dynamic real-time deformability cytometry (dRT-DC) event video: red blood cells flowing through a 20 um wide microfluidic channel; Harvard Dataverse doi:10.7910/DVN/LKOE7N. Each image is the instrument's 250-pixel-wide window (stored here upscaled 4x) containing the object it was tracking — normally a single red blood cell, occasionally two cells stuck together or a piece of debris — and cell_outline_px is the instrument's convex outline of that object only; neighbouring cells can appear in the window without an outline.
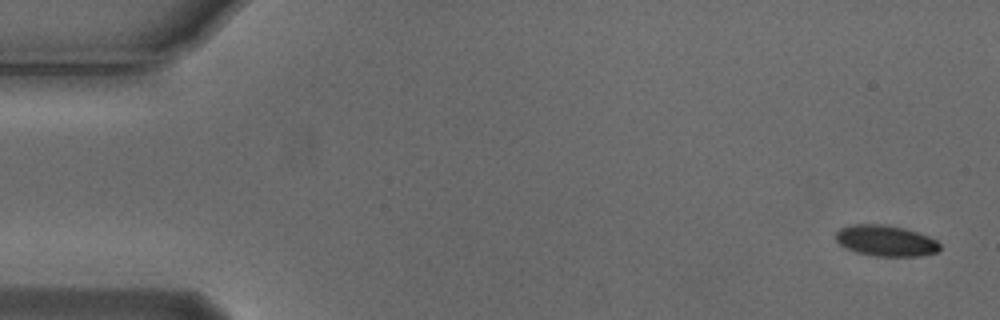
{"species": "Egyptian fruit bat (a non-hibernating species)", "species_latin": "Rousettus aegyptiacus", "temperature_condition": "cold", "stored_images_in_passage": 6, "segment_of_instrument_passage": [1, 2], "camera_frame_rate_fps": 3000, "um_per_image_px": 0.085, "animal": {"sex": "male"}, "frame": {"image": 1, "passage_image": 1, "time_ms": 0.0, "image_size_px": [1000, 320], "cell_outline_px": [[940, 248], [936, 252], [920, 256], [876, 256], [856, 252], [840, 244], [836, 240], [836, 232], [840, 228], [856, 224], [884, 224], [904, 228], [928, 236], [936, 240], [940, 244]], "centroid_in_image_um": [75.3, 20.46], "position_along_channel_um": 9.7, "area_um2": 18.61}}
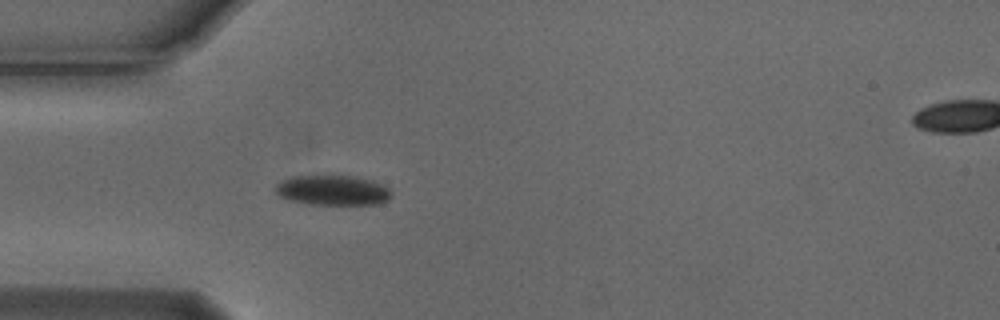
{"frame": {"image": 2, "passage_image": 5, "time_ms": 1.333, "image_size_px": [1000, 320], "cell_outline_px": [[392, 196], [388, 200], [376, 204], [304, 204], [276, 196], [276, 184], [280, 180], [288, 176], [352, 176], [372, 180], [388, 188], [392, 192]], "centroid_in_image_um": [28.23, 16.17], "position_along_channel_um": 56.8, "area_um2": 20.4}}